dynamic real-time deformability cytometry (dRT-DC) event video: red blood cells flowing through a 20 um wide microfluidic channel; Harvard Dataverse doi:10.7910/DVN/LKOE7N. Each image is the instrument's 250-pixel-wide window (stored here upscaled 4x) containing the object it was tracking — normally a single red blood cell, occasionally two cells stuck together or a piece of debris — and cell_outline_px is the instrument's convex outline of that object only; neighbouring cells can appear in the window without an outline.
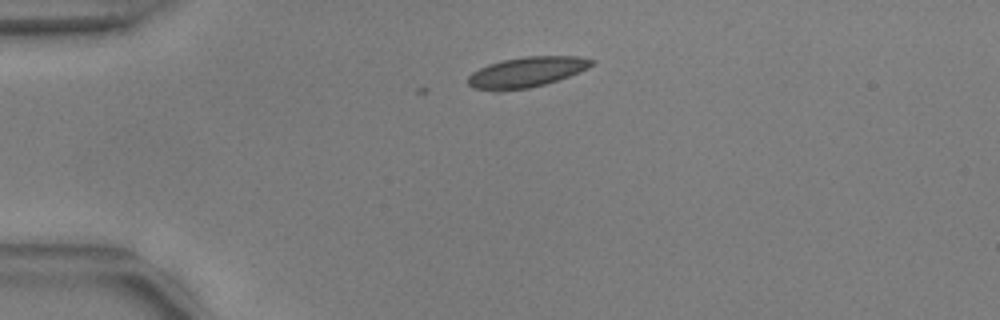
{"species": "common noctule bat (a hibernating species)", "species_latin": "Nyctalus noctula", "temperature_condition": "warm", "stored_images_in_passage": 5, "camera_frame_rate_fps": 3000, "um_per_image_px": 0.085, "animal": {"sex": "male", "body_mass_g": 17.9, "forearm_length_mm": 54.2}, "frame": {"image": 1, "passage_image": 1, "time_ms": 0.0, "image_size_px": [1000, 320], "cell_outline_px": [[596, 60], [588, 68], [568, 76], [544, 84], [528, 88], [500, 92], [492, 92], [476, 88], [468, 84], [468, 76], [472, 72], [488, 64], [504, 60], [524, 56], [580, 56]], "centroid_in_image_um": [44.73, 6.14], "position_along_channel_um": 40.3, "area_um2": 21.91}}